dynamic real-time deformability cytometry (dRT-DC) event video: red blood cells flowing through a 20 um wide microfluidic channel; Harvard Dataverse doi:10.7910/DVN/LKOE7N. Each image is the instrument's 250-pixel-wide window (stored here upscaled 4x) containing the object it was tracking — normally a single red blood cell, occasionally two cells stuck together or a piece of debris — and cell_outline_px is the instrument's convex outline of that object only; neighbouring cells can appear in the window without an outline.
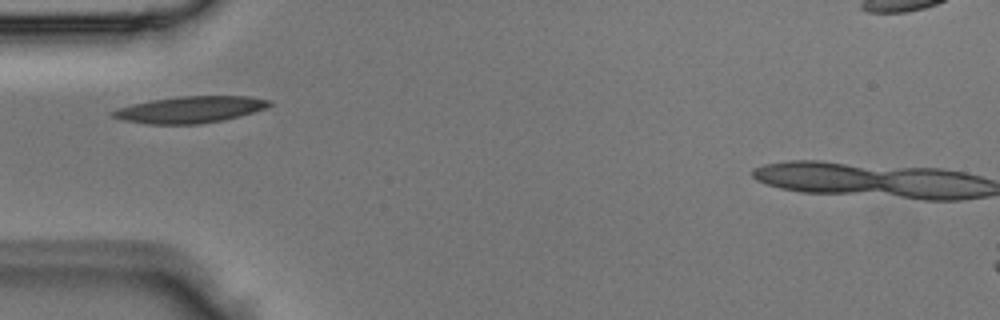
{"species": "Egyptian fruit bat (a non-hibernating species)", "species_latin": "Rousettus aegyptiacus", "temperature_condition": "room temperature", "stored_images_in_passage": 2, "camera_frame_rate_fps": 3000, "um_per_image_px": 0.085, "animal": {"sex": "male"}, "frame": {"image": 1, "passage_image": 2, "time_ms": 0.333, "image_size_px": [1000, 320], "cell_outline_px": [[272, 104], [264, 108], [240, 116], [224, 120], [200, 124], [144, 124], [120, 120], [112, 116], [112, 112], [116, 108], [132, 104], [152, 100], [180, 96], [248, 96], [272, 100]], "centroid_in_image_um": [16.14, 9.32], "position_along_channel_um": 68.9, "area_um2": 24.33}}